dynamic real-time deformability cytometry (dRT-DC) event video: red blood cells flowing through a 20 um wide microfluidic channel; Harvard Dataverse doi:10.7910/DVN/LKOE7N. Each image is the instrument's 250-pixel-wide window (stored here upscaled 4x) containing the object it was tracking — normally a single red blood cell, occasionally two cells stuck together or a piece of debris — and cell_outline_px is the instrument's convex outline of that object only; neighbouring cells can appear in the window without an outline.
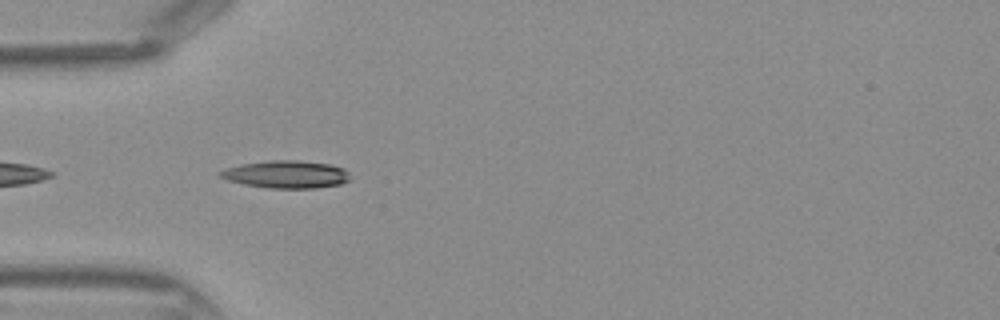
{"species": "Egyptian fruit bat (a non-hibernating species)", "species_latin": "Rousettus aegyptiacus", "temperature_condition": "warm", "stored_images_in_passage": 32, "camera_frame_rate_fps": 3000, "um_per_image_px": 0.085, "frame": {"image": 1, "passage_image": 2, "time_ms": 0.333, "image_size_px": [1000, 320], "cell_outline_px": [[348, 180], [340, 184], [316, 188], [268, 188], [244, 184], [228, 180], [220, 176], [216, 172], [224, 168], [240, 164], [272, 160], [300, 160], [328, 164], [344, 168], [348, 172]], "centroid_in_image_um": [24.29, 14.81], "position_along_channel_um": 60.7, "area_um2": 20.87}}
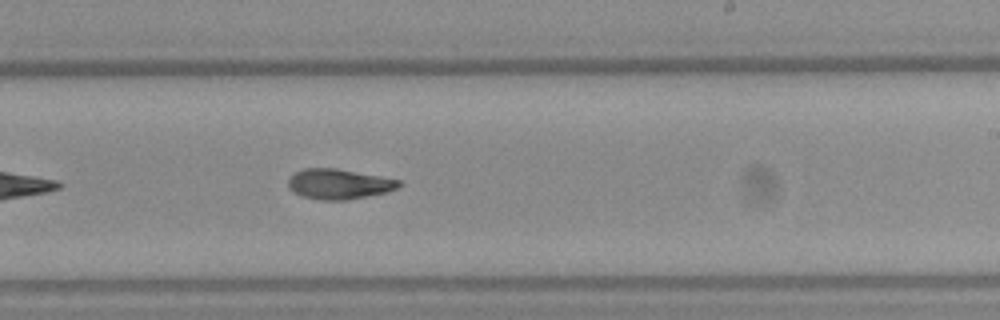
{"frame": {"image": 2, "passage_image": 15, "time_ms": 4.667, "image_size_px": [1000, 320], "cell_outline_px": [[400, 184], [396, 188], [384, 192], [368, 196], [348, 200], [320, 200], [300, 196], [288, 188], [288, 180], [296, 172], [304, 168], [336, 168], [380, 176], [400, 180]], "centroid_in_image_um": [28.76, 15.65], "position_along_channel_um": 260.2, "area_um2": 19.36}}
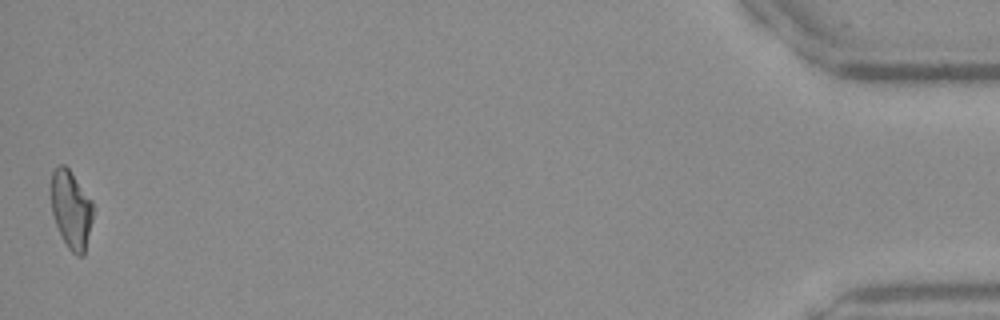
{"frame": {"image": 3, "passage_image": 32, "time_ms": 10.333, "image_size_px": [1000, 320], "cell_outline_px": [[92, 220], [84, 256], [76, 256], [68, 248], [56, 224], [52, 212], [52, 172], [60, 164], [64, 164], [68, 168], [92, 200]], "centroid_in_image_um": [6.06, 17.83], "position_along_channel_um": 429.1, "area_um2": 18.73}}